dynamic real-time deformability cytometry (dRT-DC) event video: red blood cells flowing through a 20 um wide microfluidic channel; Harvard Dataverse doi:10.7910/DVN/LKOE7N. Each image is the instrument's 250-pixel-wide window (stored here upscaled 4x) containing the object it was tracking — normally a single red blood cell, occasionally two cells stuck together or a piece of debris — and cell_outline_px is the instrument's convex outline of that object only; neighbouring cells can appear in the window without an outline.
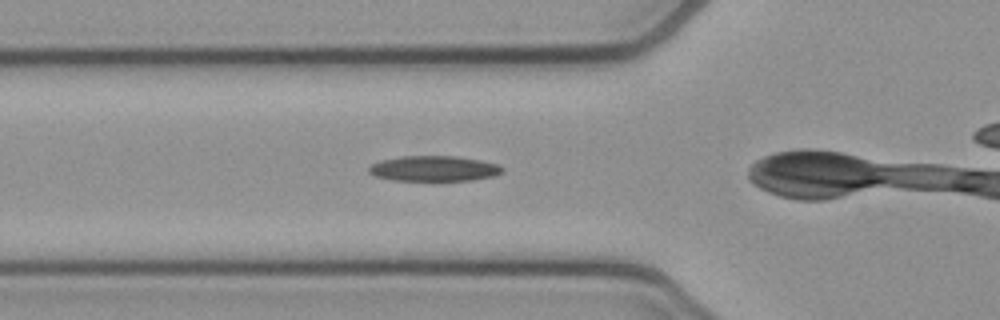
{"species": "common noctule bat (a hibernating species)", "species_latin": "Nyctalus noctula", "temperature_condition": "cold", "stored_images_in_passage": 12, "camera_frame_rate_fps": 3000, "um_per_image_px": 0.085, "animal": {"sex": "female", "body_mass_g": 21.9}, "frame": {"image": 1, "passage_image": 4, "time_ms": 1.0, "image_size_px": [1000, 320], "cell_outline_px": [[504, 172], [496, 176], [472, 180], [436, 184], [392, 180], [376, 176], [368, 172], [368, 168], [372, 164], [380, 160], [400, 156], [456, 156], [480, 160], [500, 164], [504, 168]], "centroid_in_image_um": [36.92, 14.38], "position_along_channel_um": 88.9, "area_um2": 21.04}}
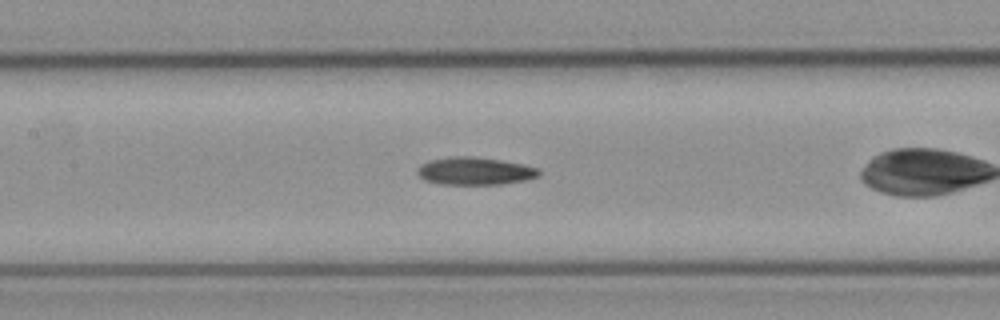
{"frame": {"image": 2, "passage_image": 10, "time_ms": 3.0, "image_size_px": [1000, 320], "cell_outline_px": [[540, 176], [528, 180], [500, 184], [440, 184], [424, 180], [416, 172], [420, 164], [428, 160], [452, 156], [472, 156], [500, 160], [524, 164], [536, 168], [540, 172]], "centroid_in_image_um": [40.35, 14.53], "position_along_channel_um": 167.0, "area_um2": 19.71}}